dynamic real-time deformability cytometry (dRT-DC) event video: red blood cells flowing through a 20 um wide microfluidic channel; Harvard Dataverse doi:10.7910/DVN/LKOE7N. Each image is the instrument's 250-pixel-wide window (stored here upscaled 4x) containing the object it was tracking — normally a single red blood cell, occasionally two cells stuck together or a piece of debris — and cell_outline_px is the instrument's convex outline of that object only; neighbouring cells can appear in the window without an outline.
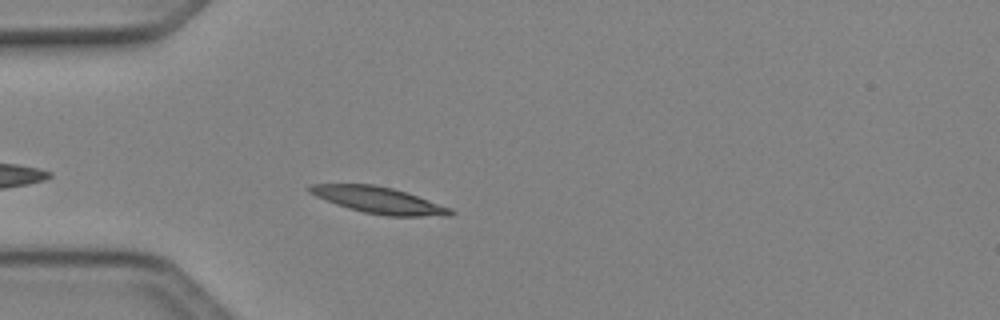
{"species": "Egyptian fruit bat (a non-hibernating species)", "species_latin": "Rousettus aegyptiacus", "temperature_condition": "cold", "stored_images_in_passage": 32, "camera_frame_rate_fps": 3000, "um_per_image_px": 0.085, "animal": {"sex": "female"}, "frame": {"image": 1, "passage_image": 5, "time_ms": 1.333, "image_size_px": [1000, 320], "cell_outline_px": [[456, 212], [452, 216], [388, 216], [364, 212], [348, 208], [336, 204], [316, 196], [308, 192], [304, 188], [308, 184], [372, 184], [392, 188], [452, 208]], "centroid_in_image_um": [32.17, 17.01], "position_along_channel_um": 52.8, "area_um2": 21.68}}
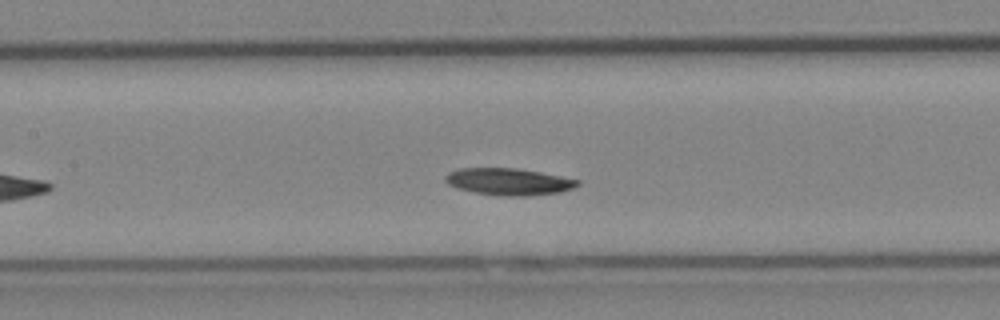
{"frame": {"image": 2, "passage_image": 14, "time_ms": 4.333, "image_size_px": [1000, 320], "cell_outline_px": [[580, 184], [572, 188], [560, 192], [528, 196], [500, 196], [476, 192], [456, 188], [448, 184], [444, 180], [444, 176], [448, 172], [460, 168], [516, 168], [540, 172], [580, 180]], "centroid_in_image_um": [43.22, 15.44], "position_along_channel_um": 164.2, "area_um2": 20.75}}
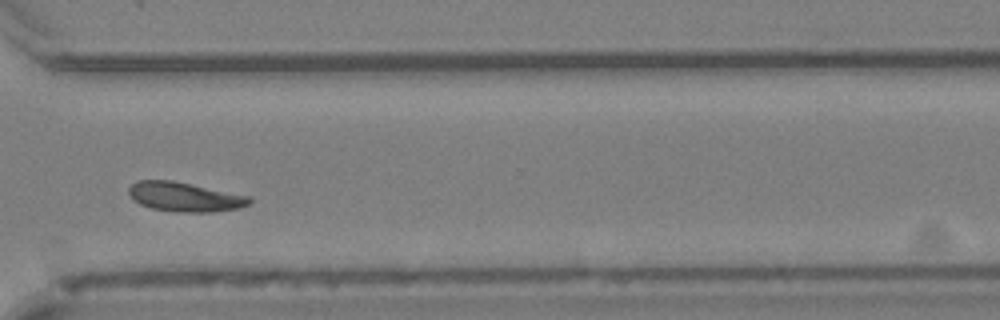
{"frame": {"image": 3, "passage_image": 28, "time_ms": 9.0, "image_size_px": [1000, 320], "cell_outline_px": [[252, 200], [248, 204], [240, 208], [212, 212], [180, 212], [152, 208], [140, 204], [132, 200], [128, 196], [128, 188], [136, 180], [172, 180], [252, 196]], "centroid_in_image_um": [15.69, 16.73], "position_along_channel_um": 354.9, "area_um2": 20.87}, "authors_computed_cell_mechanics": {"area_um2": 20.6635, "velocity_mm_per_s": 4.0721, "shape_relaxation_time_tau1_ms": null, "shape_relaxation_time_tau2_ms": 5.3984, "deformation_change_tau1": null, "deformation_change_tau2": 0.0919}}